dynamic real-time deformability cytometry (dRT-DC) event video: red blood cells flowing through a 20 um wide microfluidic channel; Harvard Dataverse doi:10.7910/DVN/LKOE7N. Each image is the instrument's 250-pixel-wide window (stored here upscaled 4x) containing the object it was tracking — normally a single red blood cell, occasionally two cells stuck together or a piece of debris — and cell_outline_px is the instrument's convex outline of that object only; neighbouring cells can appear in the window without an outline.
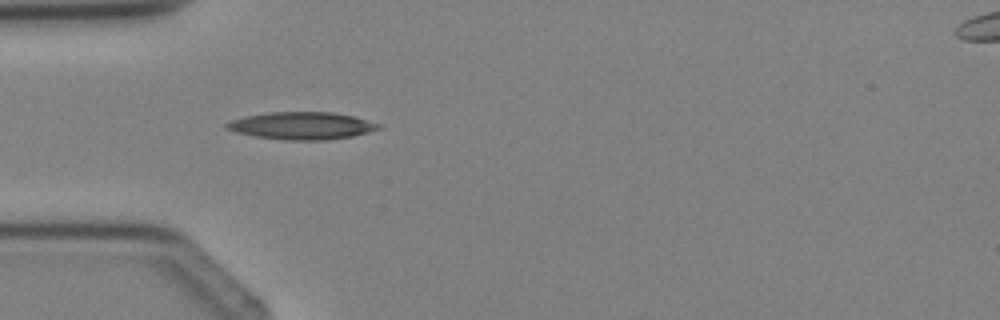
{"species": "Egyptian fruit bat (a non-hibernating species)", "species_latin": "Rousettus aegyptiacus", "temperature_condition": "cold", "stored_images_in_passage": 5, "camera_frame_rate_fps": 3000, "um_per_image_px": 0.085, "animal": {"sex": "female"}, "frame": {"image": 1, "passage_image": 4, "time_ms": 3.333, "image_size_px": [1000, 320], "cell_outline_px": [[384, 128], [352, 136], [324, 140], [284, 140], [256, 136], [236, 132], [224, 128], [224, 124], [228, 120], [244, 116], [268, 112], [332, 112], [356, 116], [380, 124]], "centroid_in_image_um": [25.64, 10.67], "position_along_channel_um": 59.4, "area_um2": 24.51}}